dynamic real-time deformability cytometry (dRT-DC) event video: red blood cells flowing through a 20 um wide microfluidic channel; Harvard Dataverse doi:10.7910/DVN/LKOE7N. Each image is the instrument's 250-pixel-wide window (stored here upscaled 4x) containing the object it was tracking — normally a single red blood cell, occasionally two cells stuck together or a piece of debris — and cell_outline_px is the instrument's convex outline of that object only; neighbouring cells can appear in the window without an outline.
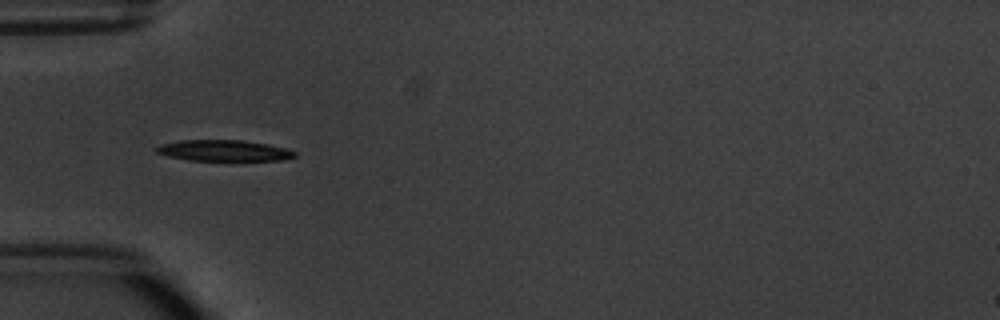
{"species": "common noctule bat (a hibernating species)", "species_latin": "Nyctalus noctula", "temperature_condition": "warm", "stored_images_in_passage": 8, "camera_frame_rate_fps": 3000, "um_per_image_px": 0.085, "animal": {"sex": "male", "body_mass_g": 20.1, "forearm_length_mm": 53.5}, "frame": {"image": 1, "passage_image": 6, "time_ms": 5.667, "image_size_px": [1000, 320], "cell_outline_px": [[296, 156], [284, 160], [188, 160], [168, 156], [156, 152], [156, 148], [160, 144], [180, 140], [244, 140], [268, 144], [284, 148], [296, 152]], "centroid_in_image_um": [19.02, 12.79], "position_along_channel_um": 66.0, "area_um2": 16.88}}
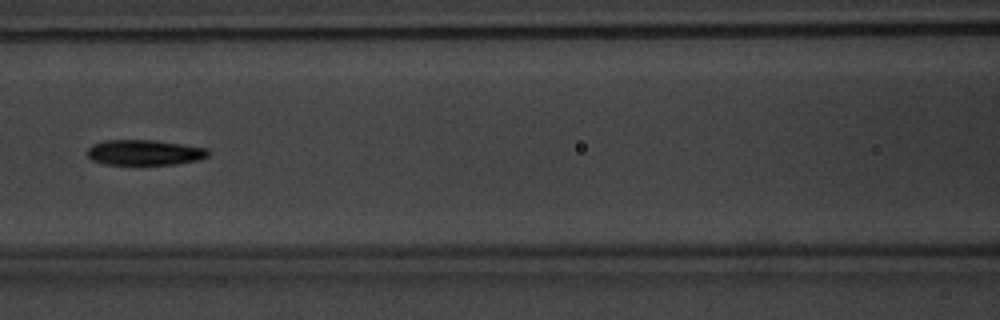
{"frame": {"image": 2, "passage_image": 8, "time_ms": 8.0, "image_size_px": [1000, 320], "cell_outline_px": [[208, 156], [200, 160], [176, 164], [104, 164], [92, 160], [88, 156], [88, 148], [92, 144], [104, 140], [156, 140], [208, 148]], "centroid_in_image_um": [12.29, 12.95], "position_along_channel_um": 154.3, "area_um2": 17.92}}